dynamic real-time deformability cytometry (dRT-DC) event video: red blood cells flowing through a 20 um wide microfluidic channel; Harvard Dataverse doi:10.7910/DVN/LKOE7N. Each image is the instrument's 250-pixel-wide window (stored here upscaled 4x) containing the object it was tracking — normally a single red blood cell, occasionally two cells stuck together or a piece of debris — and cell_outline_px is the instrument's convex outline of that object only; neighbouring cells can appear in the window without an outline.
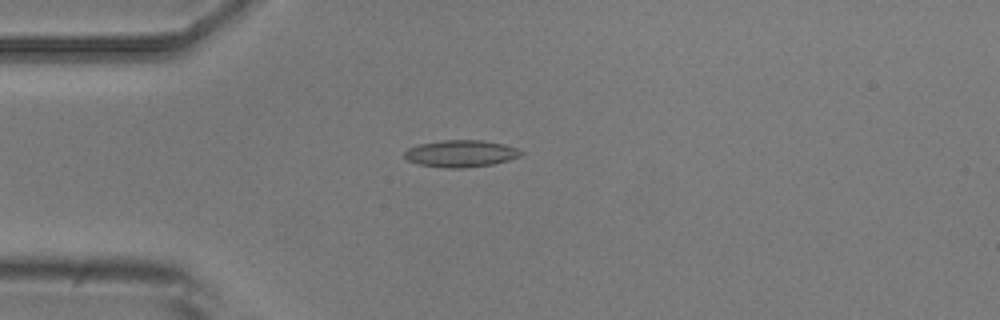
{"species": "common noctule bat (a hibernating species)", "species_latin": "Nyctalus noctula", "temperature_condition": "room temperature", "stored_images_in_passage": 7, "camera_frame_rate_fps": 3000, "um_per_image_px": 0.085, "animal": {"sex": "male", "body_mass_g": 20.5, "forearm_length_mm": 52.5}, "frame": {"image": 1, "passage_image": 2, "time_ms": 1.333, "image_size_px": [1000, 320], "cell_outline_px": [[524, 152], [520, 156], [508, 160], [492, 164], [464, 168], [444, 168], [416, 164], [408, 160], [404, 156], [404, 152], [408, 148], [420, 144], [444, 140], [484, 140], [504, 144], [516, 148]], "centroid_in_image_um": [39.16, 13.05], "position_along_channel_um": 45.8, "area_um2": 18.32}}
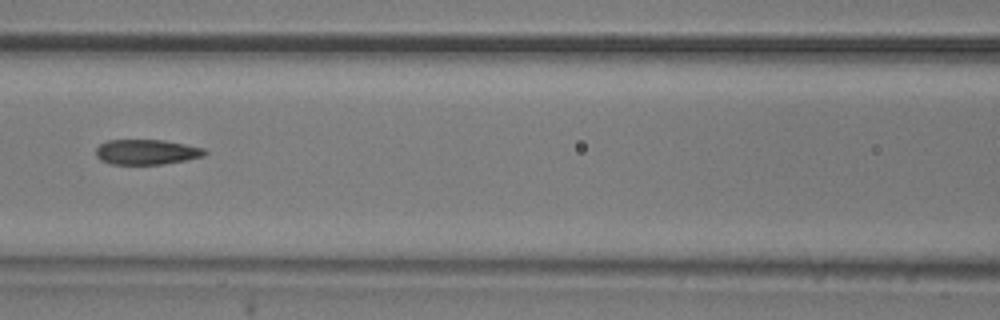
{"frame": {"image": 2, "passage_image": 5, "time_ms": 4.667, "image_size_px": [1000, 320], "cell_outline_px": [[208, 152], [204, 156], [164, 164], [112, 164], [100, 160], [96, 156], [96, 148], [100, 144], [108, 140], [164, 140], [204, 148]], "centroid_in_image_um": [12.45, 12.92], "position_along_channel_um": 154.1, "area_um2": 15.9}}
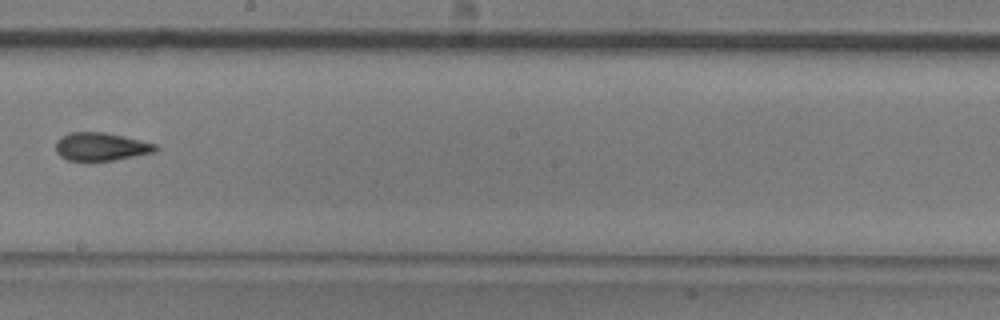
{"frame": {"image": 3, "passage_image": 7, "time_ms": 7.0, "image_size_px": [1000, 320], "cell_outline_px": [[160, 148], [156, 152], [112, 160], [68, 160], [60, 156], [56, 152], [56, 140], [60, 136], [72, 132], [104, 132], [140, 140], [156, 144]], "centroid_in_image_um": [8.58, 12.46], "position_along_channel_um": 239.6, "area_um2": 16.24}}